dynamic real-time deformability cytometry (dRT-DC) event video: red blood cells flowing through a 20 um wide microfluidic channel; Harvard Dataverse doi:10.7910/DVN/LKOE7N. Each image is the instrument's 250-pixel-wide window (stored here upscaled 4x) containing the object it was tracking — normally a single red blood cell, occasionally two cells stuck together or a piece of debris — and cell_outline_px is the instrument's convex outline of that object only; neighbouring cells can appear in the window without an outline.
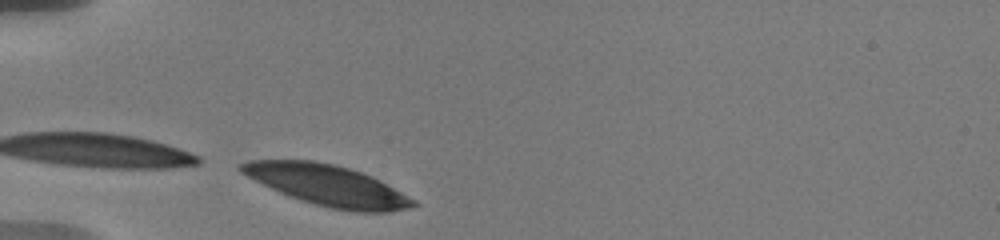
{"species": "human", "species_latin": "Homo sapiens", "temperature_condition": "warm", "stored_images_in_passage": 32, "camera_frame_rate_fps": 3000, "um_per_image_px": 0.085, "donor": {"sex": "male"}, "frame": {"image": 1, "passage_image": 1, "time_ms": 0.0, "image_size_px": [1000, 240], "cell_outline_px": [[420, 204], [388, 212], [348, 212], [316, 204], [280, 192], [240, 172], [236, 168], [240, 164], [248, 160], [316, 160], [348, 168], [372, 176], [380, 180], [416, 200]], "centroid_in_image_um": [27.86, 15.74], "position_along_channel_um": 57.1, "area_um2": 40.4}}
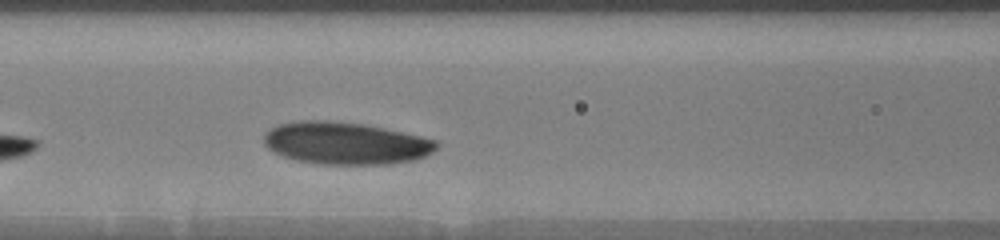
{"frame": {"image": 2, "passage_image": 16, "time_ms": 2.667, "image_size_px": [1000, 240], "cell_outline_px": [[440, 144], [432, 152], [424, 156], [412, 160], [392, 164], [320, 164], [296, 160], [272, 152], [264, 144], [264, 132], [276, 124], [300, 120], [328, 120], [364, 124], [384, 128], [420, 136], [436, 140]], "centroid_in_image_um": [29.33, 12.16], "position_along_channel_um": 137.3, "area_um2": 42.71}}
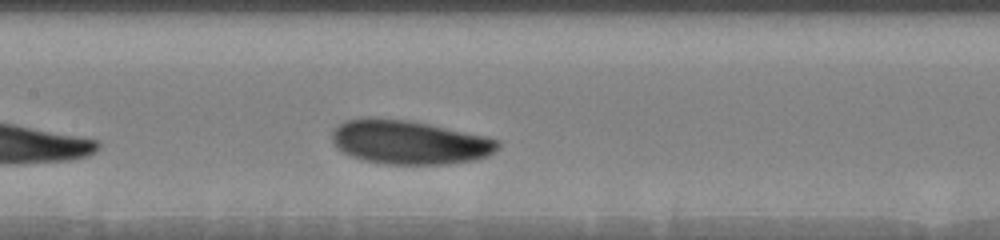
{"frame": {"image": 3, "passage_image": 23, "time_ms": 3.667, "image_size_px": [1000, 240], "cell_outline_px": [[500, 144], [488, 156], [476, 160], [444, 164], [384, 164], [360, 160], [348, 156], [336, 148], [332, 140], [332, 132], [340, 124], [348, 120], [364, 116], [368, 116], [408, 120], [488, 136], [500, 140]], "centroid_in_image_um": [34.76, 12.09], "position_along_channel_um": 172.6, "area_um2": 42.89}}